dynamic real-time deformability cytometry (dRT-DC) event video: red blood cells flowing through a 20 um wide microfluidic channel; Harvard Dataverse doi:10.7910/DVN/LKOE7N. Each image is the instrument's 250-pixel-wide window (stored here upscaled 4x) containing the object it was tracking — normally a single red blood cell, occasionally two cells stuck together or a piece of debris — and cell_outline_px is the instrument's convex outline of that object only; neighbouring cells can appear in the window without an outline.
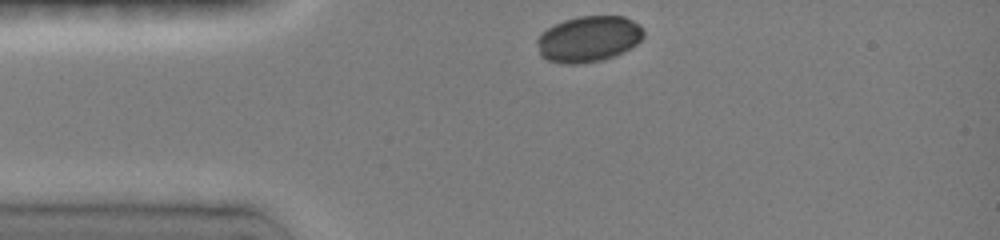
{"species": "common noctule bat (a hibernating species)", "species_latin": "Nyctalus noctula", "temperature_condition": "room temperature", "stored_images_in_passage": 4, "camera_frame_rate_fps": 3000, "um_per_image_px": 0.085, "animal": {"sex": "female", "body_mass_g": 19.0, "forearm_length_mm": 51.5}, "frame": {"image": 1, "passage_image": 1, "time_ms": 0.0, "image_size_px": [1000, 240], "cell_outline_px": [[644, 36], [636, 44], [612, 56], [600, 60], [568, 64], [548, 60], [540, 56], [536, 40], [540, 32], [564, 20], [580, 16], [624, 16], [632, 20], [644, 32]], "centroid_in_image_um": [49.98, 3.29], "position_along_channel_um": 35.0, "area_um2": 28.03}}